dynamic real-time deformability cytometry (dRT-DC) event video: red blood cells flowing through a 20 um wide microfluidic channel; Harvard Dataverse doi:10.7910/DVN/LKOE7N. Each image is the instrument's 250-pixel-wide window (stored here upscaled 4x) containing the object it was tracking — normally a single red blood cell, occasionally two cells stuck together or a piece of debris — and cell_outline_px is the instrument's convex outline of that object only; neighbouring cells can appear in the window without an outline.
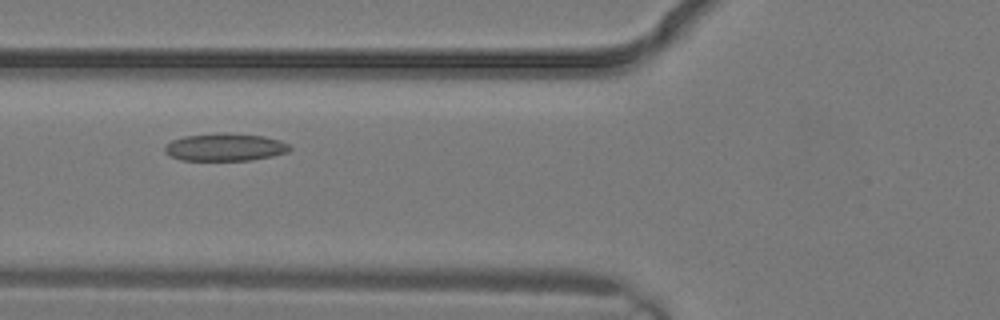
{"species": "common noctule bat (a hibernating species)", "species_latin": "Nyctalus noctula", "temperature_condition": "warm", "stored_images_in_passage": 5, "camera_frame_rate_fps": 3000, "um_per_image_px": 0.085, "animal": {"sex": "male", "body_mass_g": 19.2, "forearm_length_mm": 51.8}, "frame": {"image": 1, "passage_image": 5, "time_ms": 1.333, "image_size_px": [1000, 320], "cell_outline_px": [[292, 148], [288, 152], [272, 156], [252, 160], [180, 160], [164, 152], [164, 148], [172, 140], [184, 136], [224, 132], [228, 132], [264, 136], [280, 140], [288, 144]], "centroid_in_image_um": [19.15, 12.5], "position_along_channel_um": 106.6, "area_um2": 20.17}}